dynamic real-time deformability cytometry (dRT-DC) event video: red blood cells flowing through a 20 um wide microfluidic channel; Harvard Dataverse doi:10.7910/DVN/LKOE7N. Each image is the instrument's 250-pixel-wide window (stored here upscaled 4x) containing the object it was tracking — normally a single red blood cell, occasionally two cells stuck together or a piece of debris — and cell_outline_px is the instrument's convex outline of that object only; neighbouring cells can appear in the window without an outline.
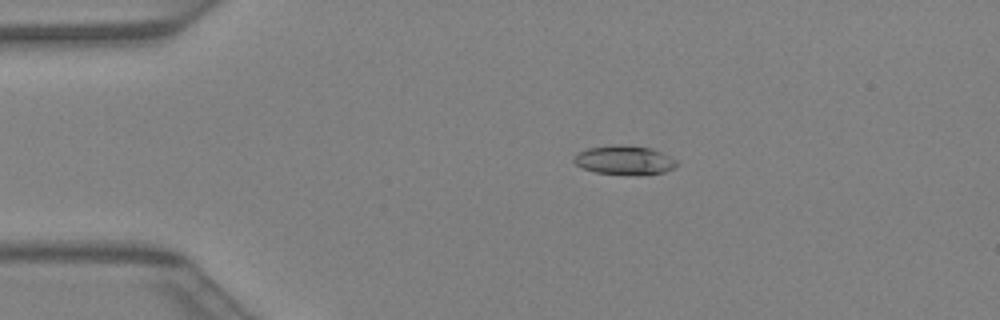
{"species": "Egyptian fruit bat (a non-hibernating species)", "species_latin": "Rousettus aegyptiacus", "temperature_condition": "warm", "stored_images_in_passage": 32, "camera_frame_rate_fps": 3000, "um_per_image_px": 0.085, "animal": {"sex": "female"}, "frame": {"image": 1, "passage_image": 5, "time_ms": 1.333, "image_size_px": [1000, 320], "cell_outline_px": [[680, 164], [664, 172], [596, 172], [584, 168], [576, 164], [572, 160], [572, 156], [588, 148], [612, 144], [652, 148], [676, 160]], "centroid_in_image_um": [53.03, 13.55], "position_along_channel_um": 32.0, "area_um2": 16.47}}
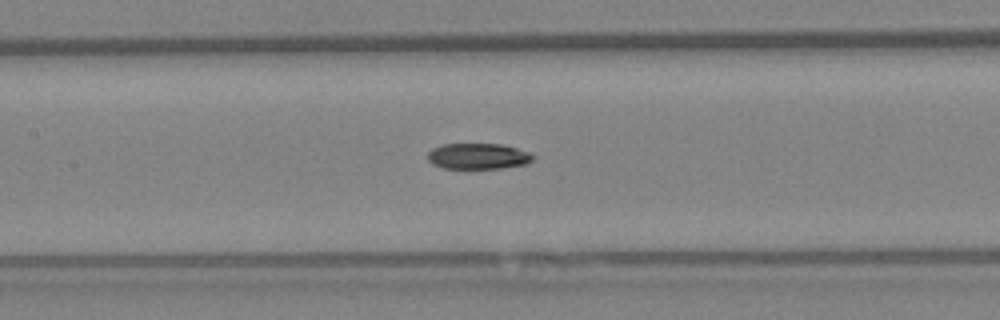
{"frame": {"image": 2, "passage_image": 16, "time_ms": 5.0, "image_size_px": [1000, 320], "cell_outline_px": [[532, 160], [528, 164], [500, 168], [444, 168], [432, 164], [428, 160], [428, 152], [432, 148], [444, 144], [500, 144], [516, 148], [528, 152], [532, 156]], "centroid_in_image_um": [40.61, 13.28], "position_along_channel_um": 166.8, "area_um2": 15.72}}
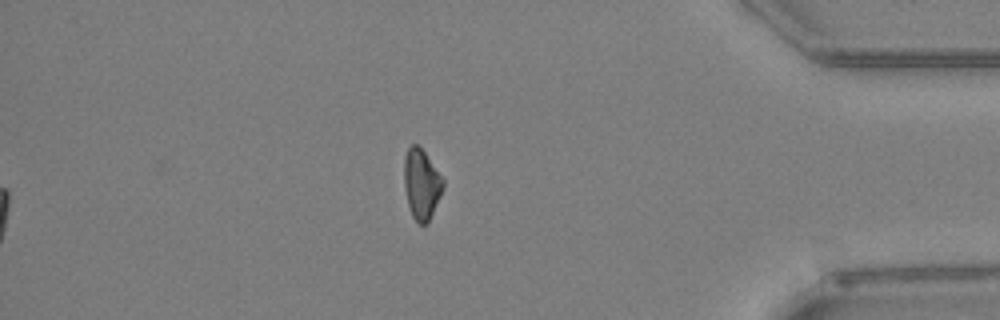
{"frame": {"image": 3, "passage_image": 32, "time_ms": 10.333, "image_size_px": [1000, 320], "cell_outline_px": [[444, 188], [428, 224], [420, 224], [412, 216], [408, 208], [404, 188], [404, 156], [408, 148], [412, 144], [416, 144], [424, 152], [444, 180]], "centroid_in_image_um": [35.81, 15.68], "position_along_channel_um": 399.4, "area_um2": 16.01}}